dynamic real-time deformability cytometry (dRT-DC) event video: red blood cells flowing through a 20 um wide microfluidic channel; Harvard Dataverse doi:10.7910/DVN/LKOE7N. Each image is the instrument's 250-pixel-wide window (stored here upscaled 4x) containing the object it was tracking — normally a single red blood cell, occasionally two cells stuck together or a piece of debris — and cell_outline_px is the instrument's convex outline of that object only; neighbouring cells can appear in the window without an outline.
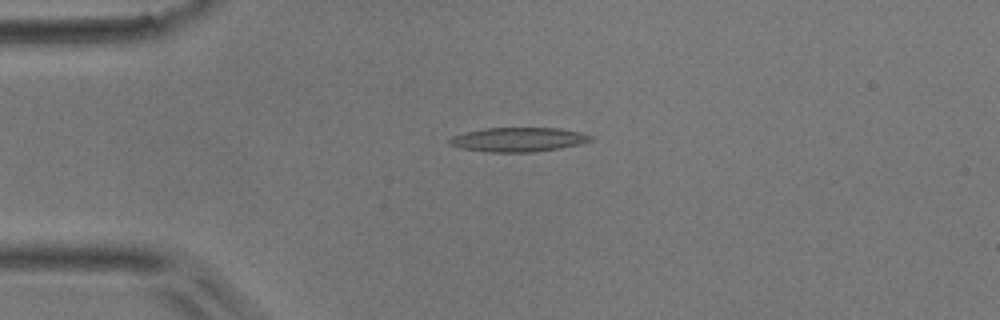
{"species": "common noctule bat (a hibernating species)", "species_latin": "Nyctalus noctula", "temperature_condition": "room temperature", "stored_images_in_passage": 48, "camera_frame_rate_fps": 3000, "um_per_image_px": 0.085, "animal": {"sex": "male", "body_mass_g": 17.9}, "frame": {"image": 1, "passage_image": 10, "time_ms": 3.0, "image_size_px": [1000, 320], "cell_outline_px": [[596, 140], [580, 144], [560, 148], [532, 152], [484, 152], [460, 148], [448, 144], [448, 140], [452, 136], [464, 132], [484, 128], [560, 128], [580, 132], [596, 136]], "centroid_in_image_um": [44.08, 11.86], "position_along_channel_um": 40.9, "area_um2": 20.29}}
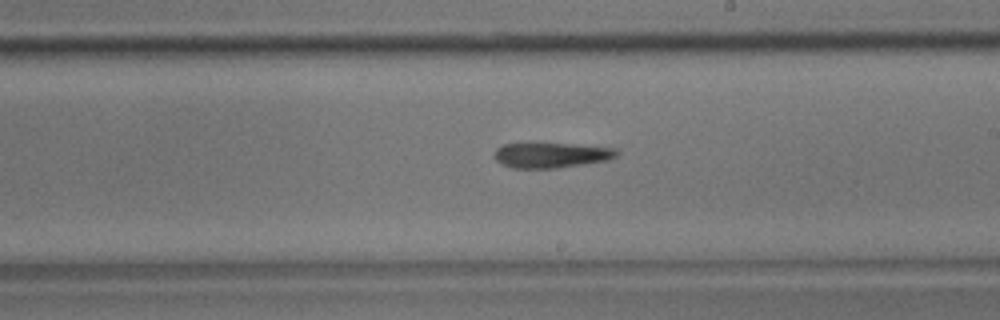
{"frame": {"image": 2, "passage_image": 27, "time_ms": 8.667, "image_size_px": [1000, 320], "cell_outline_px": [[620, 152], [616, 156], [608, 160], [556, 168], [512, 168], [500, 164], [496, 160], [496, 148], [504, 144], [572, 144], [616, 148]], "centroid_in_image_um": [46.87, 13.19], "position_along_channel_um": 242.1, "area_um2": 17.74}}
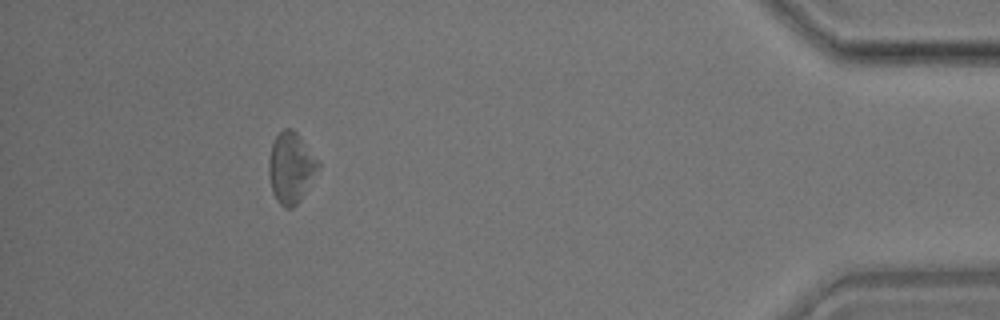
{"frame": {"image": 3, "passage_image": 44, "time_ms": 14.333, "image_size_px": [1000, 320], "cell_outline_px": [[320, 168], [300, 200], [292, 208], [284, 208], [276, 200], [272, 192], [268, 176], [268, 160], [272, 144], [276, 136], [284, 128], [292, 128], [300, 136], [320, 164]], "centroid_in_image_um": [24.71, 14.27], "position_along_channel_um": 410.5, "area_um2": 20.4}}